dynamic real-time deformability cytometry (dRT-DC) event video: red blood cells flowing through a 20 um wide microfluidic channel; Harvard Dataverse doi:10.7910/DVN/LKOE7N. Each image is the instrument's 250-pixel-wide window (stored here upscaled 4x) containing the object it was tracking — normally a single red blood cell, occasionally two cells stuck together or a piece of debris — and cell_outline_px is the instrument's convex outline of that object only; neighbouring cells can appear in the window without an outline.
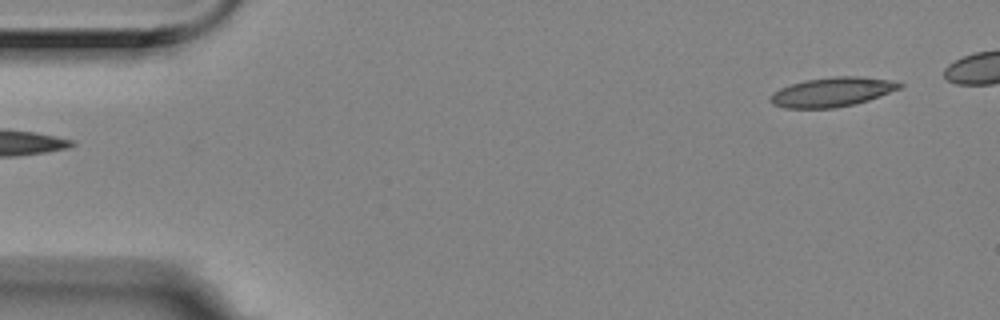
{"species": "Egyptian fruit bat (a non-hibernating species)", "species_latin": "Rousettus aegyptiacus", "temperature_condition": "room temperature", "stored_images_in_passage": 5, "camera_frame_rate_fps": 3000, "um_per_image_px": 0.085, "animal": {"sex": "female"}, "frame": {"image": 1, "passage_image": 1, "time_ms": 0.0, "image_size_px": [1000, 320], "cell_outline_px": [[904, 84], [900, 88], [880, 96], [868, 100], [836, 108], [784, 108], [772, 104], [768, 100], [768, 96], [772, 92], [780, 88], [804, 80], [832, 76], [856, 76], [888, 80]], "centroid_in_image_um": [70.66, 7.82], "position_along_channel_um": 14.3, "area_um2": 22.08}}
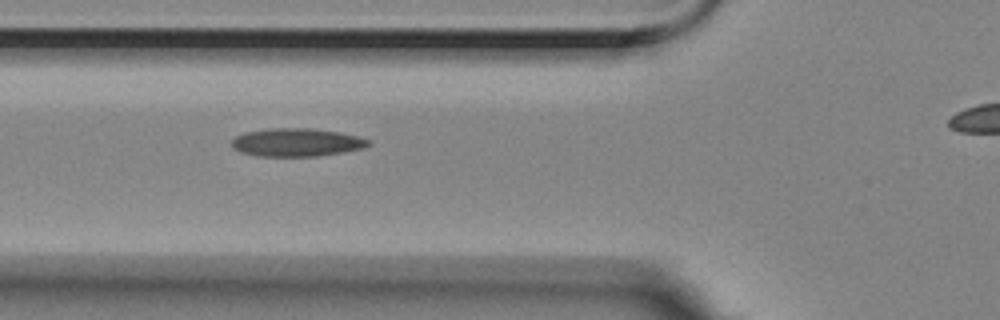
{"frame": {"image": 2, "passage_image": 5, "time_ms": 1.333, "image_size_px": [1000, 320], "cell_outline_px": [[372, 144], [364, 148], [344, 152], [316, 156], [256, 156], [240, 152], [232, 148], [232, 140], [236, 136], [244, 132], [272, 128], [308, 128], [340, 132], [360, 136], [372, 140]], "centroid_in_image_um": [25.25, 12.1], "position_along_channel_um": 100.5, "area_um2": 22.66}}